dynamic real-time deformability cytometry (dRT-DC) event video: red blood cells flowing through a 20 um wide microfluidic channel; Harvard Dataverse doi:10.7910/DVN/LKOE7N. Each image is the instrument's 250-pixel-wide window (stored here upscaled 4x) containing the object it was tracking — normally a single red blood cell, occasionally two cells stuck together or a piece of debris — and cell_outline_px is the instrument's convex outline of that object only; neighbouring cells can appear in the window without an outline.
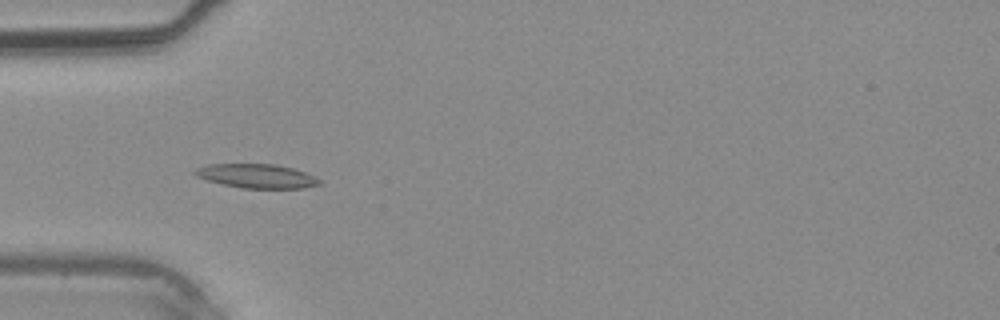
{"species": "common noctule bat (a hibernating species)", "species_latin": "Nyctalus noctula", "temperature_condition": "warm", "stored_images_in_passage": 39, "camera_frame_rate_fps": 3000, "um_per_image_px": 0.085, "animal": {"sex": "male", "body_mass_g": 20.4}, "frame": {"image": 1, "passage_image": 12, "time_ms": 3.667, "image_size_px": [1000, 320], "cell_outline_px": [[320, 184], [304, 188], [240, 188], [220, 184], [196, 176], [192, 172], [196, 168], [208, 164], [276, 164], [292, 168], [304, 172], [320, 180]], "centroid_in_image_um": [21.77, 14.96], "position_along_channel_um": 63.2, "area_um2": 17.4}}
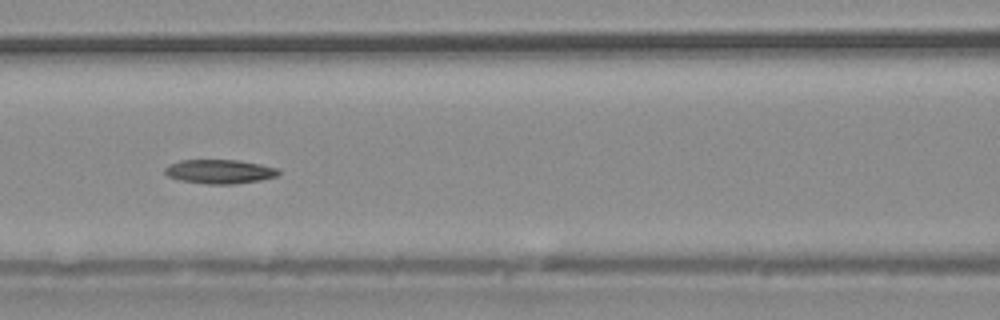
{"frame": {"image": 2, "passage_image": 17, "time_ms": 5.333, "image_size_px": [1000, 320], "cell_outline_px": [[280, 172], [276, 176], [260, 180], [232, 184], [204, 184], [180, 180], [168, 176], [164, 172], [164, 168], [168, 164], [180, 160], [236, 160], [260, 164], [280, 168]], "centroid_in_image_um": [18.65, 14.58], "position_along_channel_um": 148.0, "area_um2": 16.01}}